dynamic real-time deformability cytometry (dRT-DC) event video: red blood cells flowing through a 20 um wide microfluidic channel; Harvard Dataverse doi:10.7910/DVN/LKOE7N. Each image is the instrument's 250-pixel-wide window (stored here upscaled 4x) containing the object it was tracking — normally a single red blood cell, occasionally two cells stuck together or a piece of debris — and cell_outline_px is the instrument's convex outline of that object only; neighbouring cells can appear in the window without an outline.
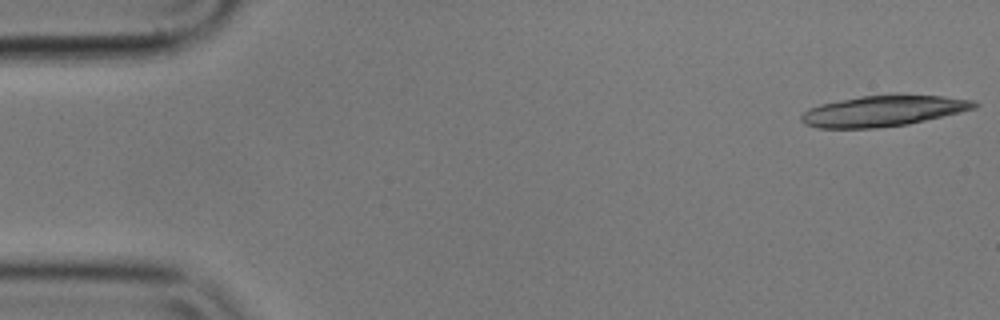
{"species": "common noctule bat (a hibernating species)", "species_latin": "Nyctalus noctula", "temperature_condition": "cold", "stored_images_in_passage": 18, "camera_frame_rate_fps": 3000, "um_per_image_px": 0.085, "animal": {"sex": "male", "body_mass_g": 17.9}, "frame": {"image": 1, "passage_image": 1, "time_ms": 0.0, "image_size_px": [1000, 320], "cell_outline_px": [[980, 104], [976, 108], [960, 112], [908, 124], [876, 128], [816, 128], [804, 124], [800, 120], [800, 116], [808, 108], [820, 104], [860, 96], [892, 92], [896, 92], [940, 96], [976, 100]], "centroid_in_image_um": [75.09, 9.39], "position_along_channel_um": 9.9, "area_um2": 31.91}}